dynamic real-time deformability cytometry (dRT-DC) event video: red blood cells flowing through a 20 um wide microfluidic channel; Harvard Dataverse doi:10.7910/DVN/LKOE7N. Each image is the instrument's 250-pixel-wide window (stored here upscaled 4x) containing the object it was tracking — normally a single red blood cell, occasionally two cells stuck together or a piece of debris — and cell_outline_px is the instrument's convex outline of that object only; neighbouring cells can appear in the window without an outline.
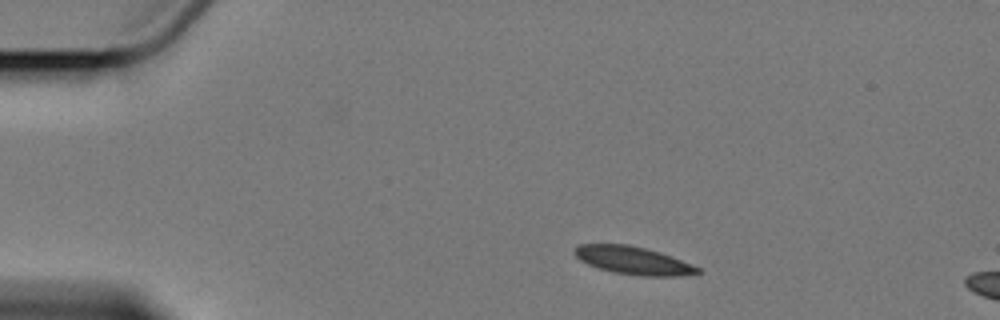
{"species": "Egyptian fruit bat (a non-hibernating species)", "species_latin": "Rousettus aegyptiacus", "temperature_condition": "cold", "stored_images_in_passage": 3, "camera_frame_rate_fps": 3000, "um_per_image_px": 0.085, "animal": {"sex": "female"}, "frame": {"image": 1, "passage_image": 1, "time_ms": 0.0, "image_size_px": [1000, 320], "cell_outline_px": [[700, 272], [676, 276], [640, 276], [612, 272], [588, 264], [580, 260], [572, 252], [580, 244], [628, 244], [660, 252], [700, 268]], "centroid_in_image_um": [53.78, 22.13], "position_along_channel_um": 31.2, "area_um2": 19.71}}